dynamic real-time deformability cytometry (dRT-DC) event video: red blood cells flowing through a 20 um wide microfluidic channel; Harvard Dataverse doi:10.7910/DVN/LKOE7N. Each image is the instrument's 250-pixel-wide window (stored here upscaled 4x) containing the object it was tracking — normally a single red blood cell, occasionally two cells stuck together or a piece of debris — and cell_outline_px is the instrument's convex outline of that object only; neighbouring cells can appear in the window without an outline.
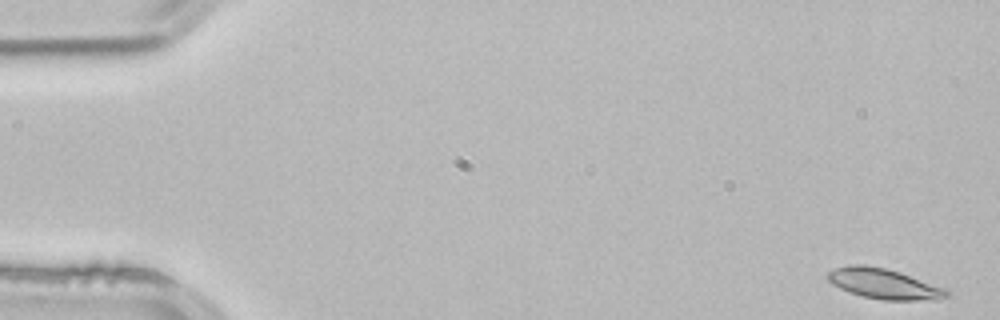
{"species": "common noctule bat (a hibernating species)", "species_latin": "Nyctalus noctula", "temperature_condition": "room temperature", "stored_images_in_passage": 52, "camera_frame_rate_fps": 3000, "um_per_image_px": 0.085, "animal": {"sex": "male", "body_mass_g": 21.5, "forearm_length_mm": 52.0}, "frame": {"image": 1, "passage_image": 1, "time_ms": 0.0, "image_size_px": [1000, 320], "cell_outline_px": [[948, 296], [940, 300], [884, 300], [864, 296], [848, 292], [832, 284], [828, 280], [828, 272], [836, 268], [852, 264], [864, 264], [884, 268], [900, 272], [948, 288]], "centroid_in_image_um": [75.19, 24.12], "position_along_channel_um": 9.8, "area_um2": 21.1}}
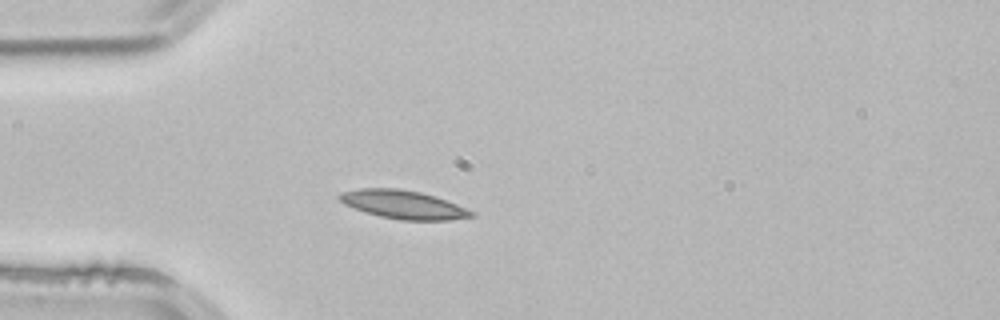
{"frame": {"image": 2, "passage_image": 14, "time_ms": 4.333, "image_size_px": [1000, 320], "cell_outline_px": [[476, 216], [448, 220], [400, 220], [380, 216], [344, 204], [336, 196], [340, 192], [360, 188], [396, 188], [420, 192], [436, 196], [476, 212]], "centroid_in_image_um": [34.3, 17.38], "position_along_channel_um": 50.7, "area_um2": 21.79}}
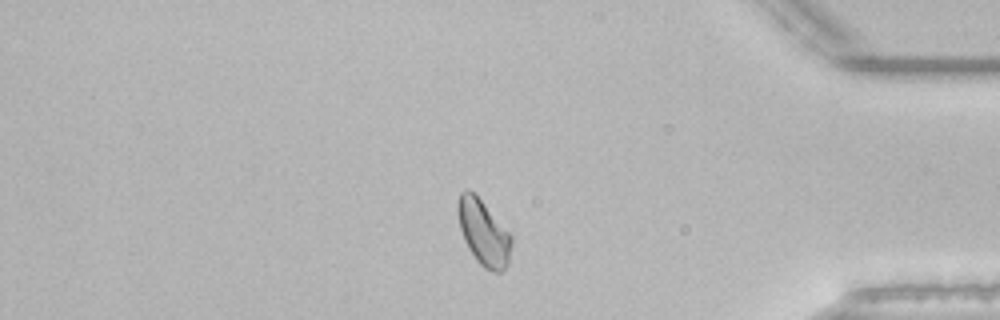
{"frame": {"image": 3, "passage_image": 44, "time_ms": 14.333, "image_size_px": [1000, 320], "cell_outline_px": [[512, 244], [508, 264], [500, 272], [492, 272], [484, 268], [476, 260], [468, 248], [464, 240], [460, 228], [456, 212], [456, 204], [460, 192], [464, 188], [468, 188], [480, 200], [512, 236]], "centroid_in_image_um": [41.06, 19.78], "position_along_channel_um": 394.1, "area_um2": 20.4}, "authors_computed_cell_mechanics": {"area_um2": 20.0277, "velocity_mm_per_s": 3.8434, "shape_relaxation_time_tau1_ms": 8.2464, "shape_relaxation_time_tau2_ms": null, "deformation_change_tau1": 0.1577, "deformation_change_tau2": null}}